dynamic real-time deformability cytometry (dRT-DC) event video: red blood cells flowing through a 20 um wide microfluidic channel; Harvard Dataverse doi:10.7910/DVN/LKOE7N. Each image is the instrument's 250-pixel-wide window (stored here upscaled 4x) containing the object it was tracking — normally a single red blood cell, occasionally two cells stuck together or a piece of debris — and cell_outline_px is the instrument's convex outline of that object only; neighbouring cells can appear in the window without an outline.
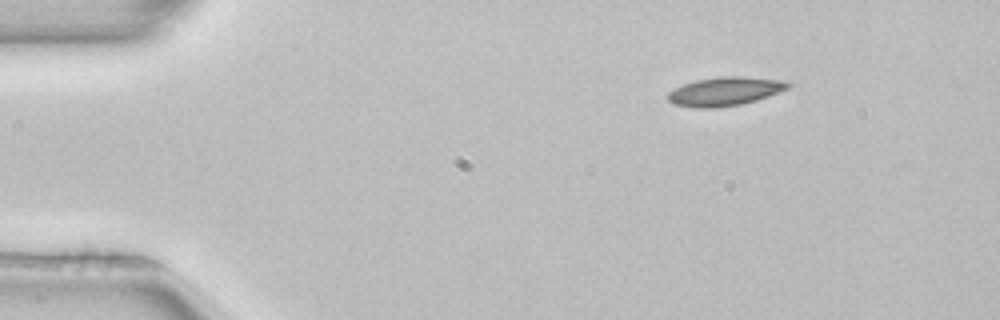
{"species": "common noctule bat (a hibernating species)", "species_latin": "Nyctalus noctula", "temperature_condition": "room temperature", "stored_images_in_passage": 45, "camera_frame_rate_fps": 3000, "um_per_image_px": 0.085, "animal": {"sex": "female", "body_mass_g": 22.7, "forearm_length_mm": 54.2}, "frame": {"image": 1, "passage_image": 1, "time_ms": 0.0, "image_size_px": [1000, 320], "cell_outline_px": [[792, 84], [788, 88], [768, 96], [756, 100], [740, 104], [716, 108], [692, 108], [672, 104], [668, 100], [668, 92], [684, 84], [696, 80], [720, 76], [744, 76], [780, 80]], "centroid_in_image_um": [61.58, 7.77], "position_along_channel_um": 23.4, "area_um2": 20.06}}
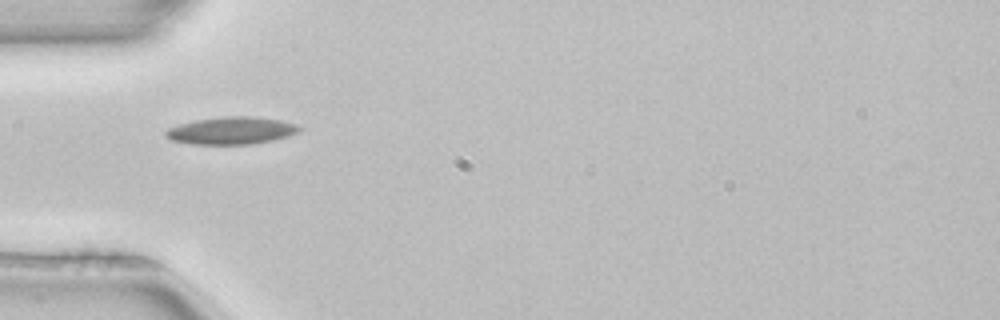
{"frame": {"image": 2, "passage_image": 10, "time_ms": 3.0, "image_size_px": [1000, 320], "cell_outline_px": [[304, 128], [288, 136], [272, 140], [252, 144], [188, 144], [172, 140], [164, 136], [164, 132], [168, 128], [180, 124], [196, 120], [224, 116], [256, 116], [280, 120], [296, 124]], "centroid_in_image_um": [19.66, 11.1], "position_along_channel_um": 65.3, "area_um2": 21.39}}
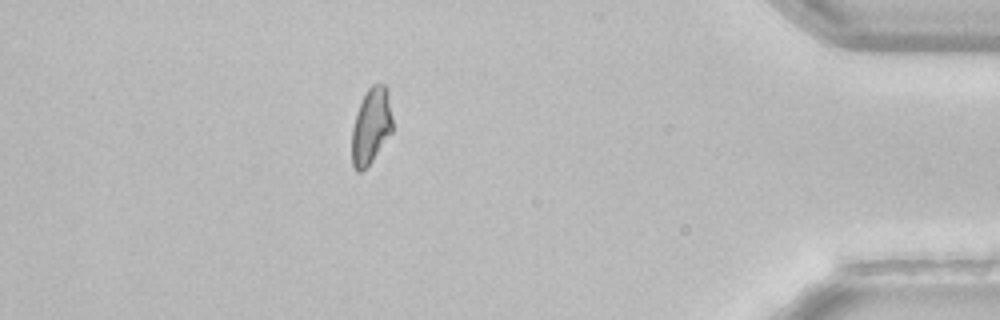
{"frame": {"image": 3, "passage_image": 39, "time_ms": 12.667, "image_size_px": [1000, 320], "cell_outline_px": [[392, 132], [372, 160], [360, 172], [356, 172], [352, 164], [352, 128], [356, 112], [368, 88], [372, 84], [384, 84], [388, 88], [392, 116]], "centroid_in_image_um": [31.55, 10.69], "position_along_channel_um": 403.7, "area_um2": 17.98}}